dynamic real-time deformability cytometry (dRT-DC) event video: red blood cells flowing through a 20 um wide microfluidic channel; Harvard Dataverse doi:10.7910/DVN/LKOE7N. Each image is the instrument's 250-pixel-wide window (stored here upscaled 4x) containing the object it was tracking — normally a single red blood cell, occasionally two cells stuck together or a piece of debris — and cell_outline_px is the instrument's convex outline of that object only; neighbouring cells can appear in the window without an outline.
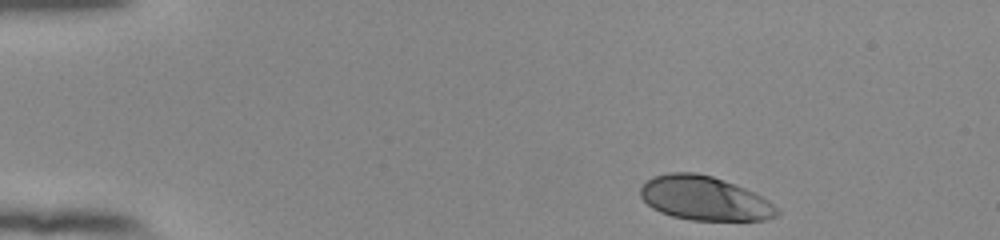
{"species": "human", "species_latin": "Homo sapiens", "temperature_condition": "room temperature", "stored_images_in_passage": 46, "camera_frame_rate_fps": 3000, "um_per_image_px": 0.085, "donor": {"sex": "female"}, "frame": {"image": 1, "passage_image": 1, "time_ms": 0.0, "image_size_px": [1000, 240], "cell_outline_px": [[780, 212], [776, 216], [764, 220], [692, 220], [672, 216], [660, 212], [652, 208], [640, 196], [640, 188], [652, 176], [668, 172], [696, 172], [712, 176], [744, 188], [768, 200]], "centroid_in_image_um": [59.85, 16.85], "position_along_channel_um": 25.2, "area_um2": 34.85}}
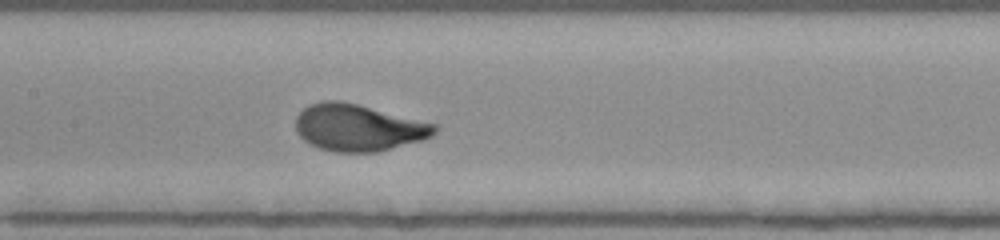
{"frame": {"image": 2, "passage_image": 20, "time_ms": 6.333, "image_size_px": [1000, 240], "cell_outline_px": [[440, 128], [432, 136], [420, 140], [376, 152], [336, 152], [320, 148], [304, 140], [296, 132], [296, 116], [308, 104], [320, 100], [340, 100], [436, 124]], "centroid_in_image_um": [30.42, 10.84], "position_along_channel_um": 177.0, "area_um2": 37.63}}
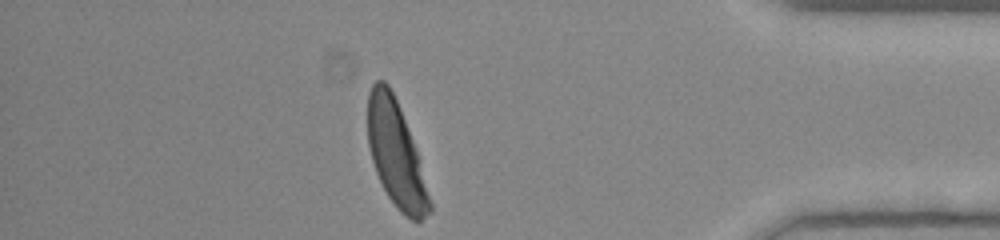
{"frame": {"image": 3, "passage_image": 40, "time_ms": 13.0, "image_size_px": [1000, 240], "cell_outline_px": [[432, 212], [420, 220], [412, 220], [404, 216], [396, 208], [388, 196], [376, 172], [372, 160], [368, 144], [368, 92], [372, 84], [376, 80], [384, 80], [388, 84], [400, 108], [412, 140], [416, 152], [432, 204]], "centroid_in_image_um": [33.64, 13.11], "position_along_channel_um": 401.6, "area_um2": 37.34}, "authors_computed_cell_mechanics": {"area_um2": 37.1076, "velocity_mm_per_s": 3.8598, "shape_relaxation_time_tau1_ms": 2.5125, "shape_relaxation_time_tau2_ms": null, "deformation_change_tau1": 0.1577, "deformation_change_tau2": null}}